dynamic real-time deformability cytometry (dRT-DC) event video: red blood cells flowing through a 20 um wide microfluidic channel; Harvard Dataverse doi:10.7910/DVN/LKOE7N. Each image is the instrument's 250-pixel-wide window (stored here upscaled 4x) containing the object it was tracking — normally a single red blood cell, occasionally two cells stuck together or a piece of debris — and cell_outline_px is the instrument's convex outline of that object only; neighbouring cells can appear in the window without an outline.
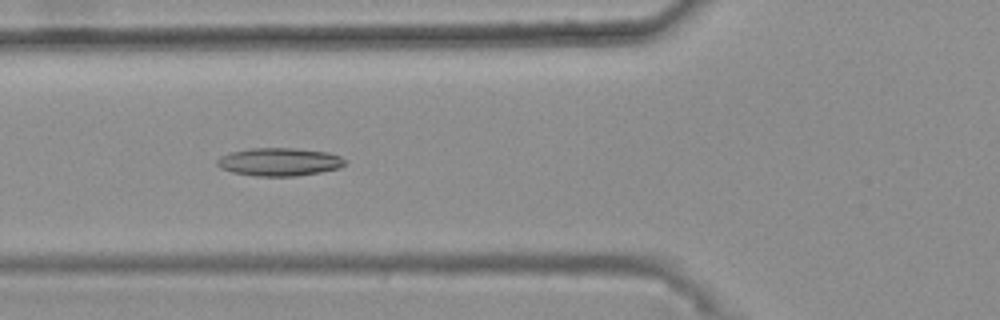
{"species": "common noctule bat (a hibernating species)", "species_latin": "Nyctalus noctula", "temperature_condition": "warm", "stored_images_in_passage": 37, "camera_frame_rate_fps": 3000, "um_per_image_px": 0.085, "animal": {"sex": "female", "body_mass_g": 25.1}, "frame": {"image": 1, "passage_image": 11, "time_ms": 3.333, "image_size_px": [1000, 320], "cell_outline_px": [[348, 160], [340, 168], [320, 172], [296, 176], [256, 176], [232, 172], [220, 168], [216, 164], [216, 160], [220, 156], [232, 152], [252, 148], [296, 148], [328, 152], [340, 156]], "centroid_in_image_um": [23.76, 13.76], "position_along_channel_um": 102.0, "area_um2": 20.98}}
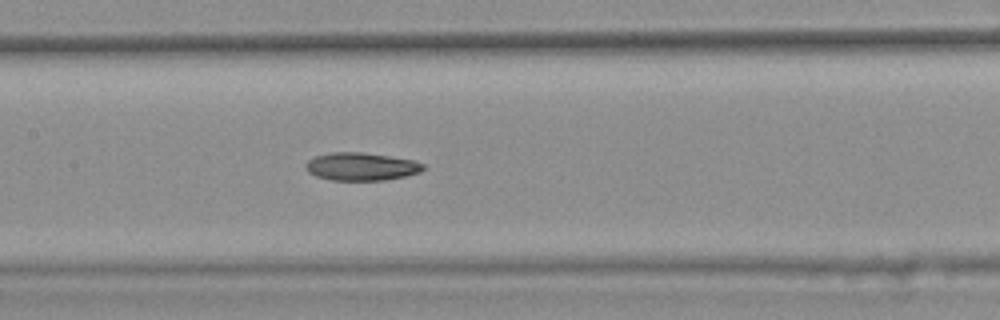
{"frame": {"image": 2, "passage_image": 17, "time_ms": 5.333, "image_size_px": [1000, 320], "cell_outline_px": [[424, 168], [420, 172], [404, 176], [384, 180], [332, 180], [316, 176], [308, 172], [304, 164], [308, 160], [316, 156], [332, 152], [360, 152], [388, 156], [412, 160], [424, 164]], "centroid_in_image_um": [30.67, 14.16], "position_along_channel_um": 176.7, "area_um2": 18.9}}
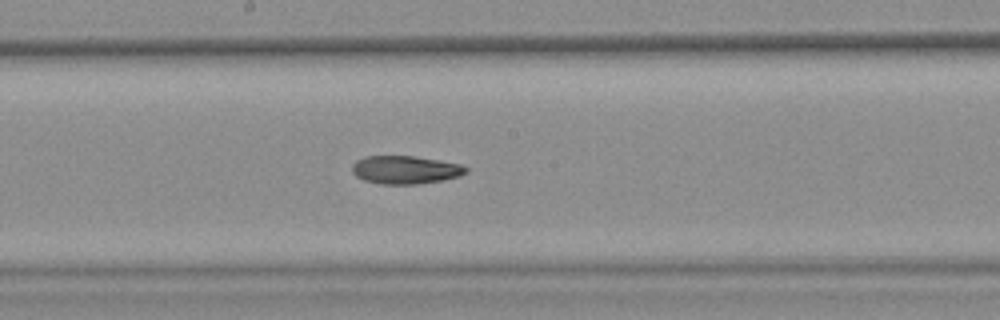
{"frame": {"image": 3, "passage_image": 20, "time_ms": 6.333, "image_size_px": [1000, 320], "cell_outline_px": [[468, 172], [460, 176], [444, 180], [416, 184], [380, 184], [364, 180], [356, 176], [352, 172], [352, 164], [356, 160], [364, 156], [412, 156], [460, 164], [468, 168]], "centroid_in_image_um": [34.44, 14.44], "position_along_channel_um": 213.8, "area_um2": 18.67}, "authors_computed_cell_mechanics": {"area_um2": 19.2474, "velocity_mm_per_s": 3.7193, "shape_relaxation_time_tau1_ms": null, "shape_relaxation_time_tau2_ms": 3.9191, "deformation_change_tau1": null, "deformation_change_tau2": 0.1052}}